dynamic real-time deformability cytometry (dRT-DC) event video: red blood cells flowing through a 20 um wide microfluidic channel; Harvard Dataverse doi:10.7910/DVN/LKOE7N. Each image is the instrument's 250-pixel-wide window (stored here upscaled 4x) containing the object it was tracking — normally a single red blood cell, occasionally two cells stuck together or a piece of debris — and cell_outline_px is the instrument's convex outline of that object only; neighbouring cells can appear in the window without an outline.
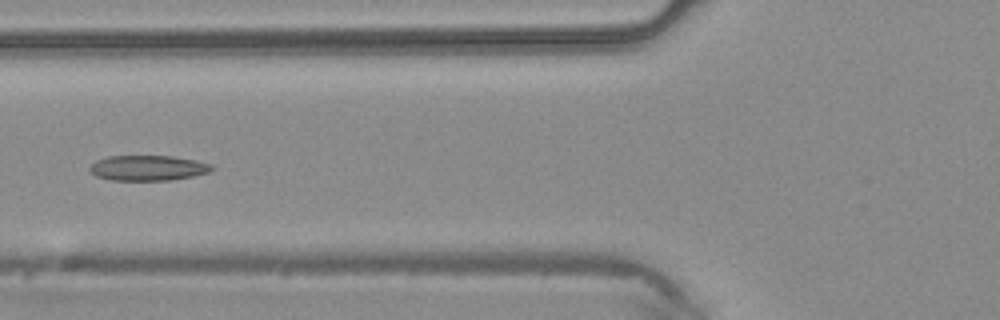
{"species": "common noctule bat (a hibernating species)", "species_latin": "Nyctalus noctula", "temperature_condition": "warm", "stored_images_in_passage": 6, "camera_frame_rate_fps": 3000, "um_per_image_px": 0.085, "animal": {"sex": "male", "body_mass_g": 20.4}, "frame": {"image": 1, "passage_image": 6, "time_ms": 1.667, "image_size_px": [1000, 320], "cell_outline_px": [[216, 168], [208, 172], [192, 176], [172, 180], [112, 180], [96, 176], [88, 168], [96, 160], [108, 156], [172, 156], [196, 160], [212, 164]], "centroid_in_image_um": [12.6, 14.27], "position_along_channel_um": 113.2, "area_um2": 17.98}}